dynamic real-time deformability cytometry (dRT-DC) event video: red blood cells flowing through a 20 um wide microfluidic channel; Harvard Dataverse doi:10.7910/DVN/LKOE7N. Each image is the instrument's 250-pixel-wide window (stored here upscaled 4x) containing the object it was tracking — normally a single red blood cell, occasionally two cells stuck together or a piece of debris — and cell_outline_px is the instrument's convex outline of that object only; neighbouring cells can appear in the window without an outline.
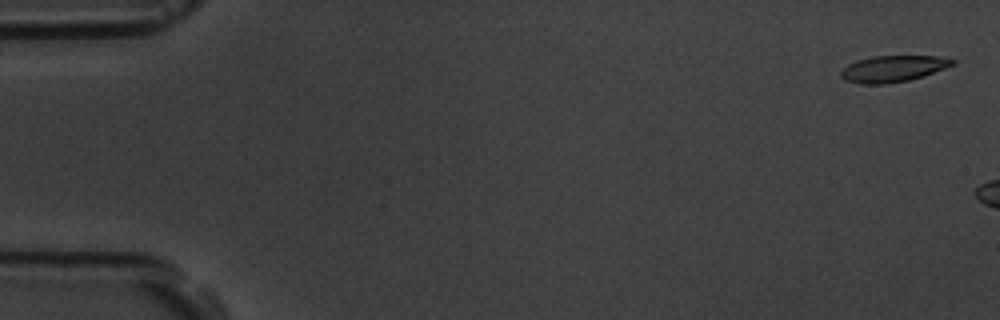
{"species": "common noctule bat (a hibernating species)", "species_latin": "Nyctalus noctula", "temperature_condition": "room temperature", "stored_images_in_passage": 3, "camera_frame_rate_fps": 3000, "um_per_image_px": 0.085, "animal": {"sex": "male", "body_mass_g": 19.5, "forearm_length_mm": 54.6}, "frame": {"image": 1, "passage_image": 1, "time_ms": 0.0, "image_size_px": [1000, 320], "cell_outline_px": [[956, 64], [908, 80], [888, 84], [860, 84], [844, 80], [840, 76], [840, 72], [848, 64], [856, 60], [872, 56], [936, 56], [956, 60]], "centroid_in_image_um": [75.85, 5.84], "position_along_channel_um": 9.1, "area_um2": 17.05}}